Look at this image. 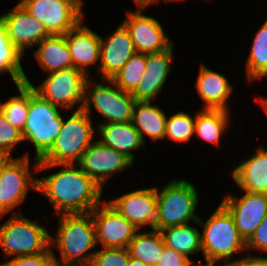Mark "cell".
I'll return each mask as SVG.
<instances>
[{"label": "cell", "mask_w": 267, "mask_h": 266, "mask_svg": "<svg viewBox=\"0 0 267 266\" xmlns=\"http://www.w3.org/2000/svg\"><path fill=\"white\" fill-rule=\"evenodd\" d=\"M107 203L129 222L133 223L138 230L148 224L151 230L154 229L157 210L155 187L126 193Z\"/></svg>", "instance_id": "16"}, {"label": "cell", "mask_w": 267, "mask_h": 266, "mask_svg": "<svg viewBox=\"0 0 267 266\" xmlns=\"http://www.w3.org/2000/svg\"><path fill=\"white\" fill-rule=\"evenodd\" d=\"M133 163L124 154L102 144L99 140L92 142L78 161L84 173L101 188L112 173L122 172Z\"/></svg>", "instance_id": "13"}, {"label": "cell", "mask_w": 267, "mask_h": 266, "mask_svg": "<svg viewBox=\"0 0 267 266\" xmlns=\"http://www.w3.org/2000/svg\"><path fill=\"white\" fill-rule=\"evenodd\" d=\"M53 259L46 265V266H65L63 264L60 265V262H58V259L55 257L54 254H52Z\"/></svg>", "instance_id": "43"}, {"label": "cell", "mask_w": 267, "mask_h": 266, "mask_svg": "<svg viewBox=\"0 0 267 266\" xmlns=\"http://www.w3.org/2000/svg\"><path fill=\"white\" fill-rule=\"evenodd\" d=\"M203 266L204 264H194L193 261L189 257H186L185 255L178 253L177 251L173 250L172 248H169L167 246H164V250L162 253V257L160 259V262L158 266Z\"/></svg>", "instance_id": "37"}, {"label": "cell", "mask_w": 267, "mask_h": 266, "mask_svg": "<svg viewBox=\"0 0 267 266\" xmlns=\"http://www.w3.org/2000/svg\"><path fill=\"white\" fill-rule=\"evenodd\" d=\"M54 237L47 229L15 212L0 226V246L5 257L34 255L52 247Z\"/></svg>", "instance_id": "7"}, {"label": "cell", "mask_w": 267, "mask_h": 266, "mask_svg": "<svg viewBox=\"0 0 267 266\" xmlns=\"http://www.w3.org/2000/svg\"><path fill=\"white\" fill-rule=\"evenodd\" d=\"M62 121L61 131L51 149L38 163L74 164L93 142L94 127L91 117L83 110L76 109Z\"/></svg>", "instance_id": "5"}, {"label": "cell", "mask_w": 267, "mask_h": 266, "mask_svg": "<svg viewBox=\"0 0 267 266\" xmlns=\"http://www.w3.org/2000/svg\"><path fill=\"white\" fill-rule=\"evenodd\" d=\"M22 141V132L11 125L0 112V150L11 155L14 146Z\"/></svg>", "instance_id": "35"}, {"label": "cell", "mask_w": 267, "mask_h": 266, "mask_svg": "<svg viewBox=\"0 0 267 266\" xmlns=\"http://www.w3.org/2000/svg\"><path fill=\"white\" fill-rule=\"evenodd\" d=\"M96 234V243L103 247L128 248L138 228L114 210L107 201L91 212Z\"/></svg>", "instance_id": "12"}, {"label": "cell", "mask_w": 267, "mask_h": 266, "mask_svg": "<svg viewBox=\"0 0 267 266\" xmlns=\"http://www.w3.org/2000/svg\"><path fill=\"white\" fill-rule=\"evenodd\" d=\"M145 53H135L123 68L111 79L116 87L124 92L132 93L141 82L146 68Z\"/></svg>", "instance_id": "32"}, {"label": "cell", "mask_w": 267, "mask_h": 266, "mask_svg": "<svg viewBox=\"0 0 267 266\" xmlns=\"http://www.w3.org/2000/svg\"><path fill=\"white\" fill-rule=\"evenodd\" d=\"M261 106L264 108V110L266 111L267 113V99H261Z\"/></svg>", "instance_id": "44"}, {"label": "cell", "mask_w": 267, "mask_h": 266, "mask_svg": "<svg viewBox=\"0 0 267 266\" xmlns=\"http://www.w3.org/2000/svg\"><path fill=\"white\" fill-rule=\"evenodd\" d=\"M12 43L23 53L25 47H33L50 36L44 25L18 3L14 9L0 16Z\"/></svg>", "instance_id": "17"}, {"label": "cell", "mask_w": 267, "mask_h": 266, "mask_svg": "<svg viewBox=\"0 0 267 266\" xmlns=\"http://www.w3.org/2000/svg\"><path fill=\"white\" fill-rule=\"evenodd\" d=\"M264 266H267V257H264Z\"/></svg>", "instance_id": "45"}, {"label": "cell", "mask_w": 267, "mask_h": 266, "mask_svg": "<svg viewBox=\"0 0 267 266\" xmlns=\"http://www.w3.org/2000/svg\"><path fill=\"white\" fill-rule=\"evenodd\" d=\"M156 194L155 230L186 225L190 220L198 221L199 217L195 215L198 194L191 182L181 179L171 181L161 191L156 188Z\"/></svg>", "instance_id": "6"}, {"label": "cell", "mask_w": 267, "mask_h": 266, "mask_svg": "<svg viewBox=\"0 0 267 266\" xmlns=\"http://www.w3.org/2000/svg\"><path fill=\"white\" fill-rule=\"evenodd\" d=\"M64 36L73 67L90 76L87 67L96 64L100 58V36L83 26L82 20Z\"/></svg>", "instance_id": "20"}, {"label": "cell", "mask_w": 267, "mask_h": 266, "mask_svg": "<svg viewBox=\"0 0 267 266\" xmlns=\"http://www.w3.org/2000/svg\"><path fill=\"white\" fill-rule=\"evenodd\" d=\"M145 7L128 12L122 23L128 30L137 53H157L169 49L173 43L164 33L159 21L142 13Z\"/></svg>", "instance_id": "15"}, {"label": "cell", "mask_w": 267, "mask_h": 266, "mask_svg": "<svg viewBox=\"0 0 267 266\" xmlns=\"http://www.w3.org/2000/svg\"><path fill=\"white\" fill-rule=\"evenodd\" d=\"M12 158L8 153L0 150V174L4 166L8 163V161Z\"/></svg>", "instance_id": "40"}, {"label": "cell", "mask_w": 267, "mask_h": 266, "mask_svg": "<svg viewBox=\"0 0 267 266\" xmlns=\"http://www.w3.org/2000/svg\"><path fill=\"white\" fill-rule=\"evenodd\" d=\"M128 266H148L144 264L141 260L130 257Z\"/></svg>", "instance_id": "42"}, {"label": "cell", "mask_w": 267, "mask_h": 266, "mask_svg": "<svg viewBox=\"0 0 267 266\" xmlns=\"http://www.w3.org/2000/svg\"><path fill=\"white\" fill-rule=\"evenodd\" d=\"M232 174L242 190L267 194V150L259 148L248 160L234 166Z\"/></svg>", "instance_id": "21"}, {"label": "cell", "mask_w": 267, "mask_h": 266, "mask_svg": "<svg viewBox=\"0 0 267 266\" xmlns=\"http://www.w3.org/2000/svg\"><path fill=\"white\" fill-rule=\"evenodd\" d=\"M108 85L95 84L91 87L89 77L85 83L84 104L82 109L90 116L92 104L94 108L108 119V123L131 122L135 98L122 89L112 88L115 84L111 79H104ZM91 87V91L88 90ZM90 91V92H88Z\"/></svg>", "instance_id": "8"}, {"label": "cell", "mask_w": 267, "mask_h": 266, "mask_svg": "<svg viewBox=\"0 0 267 266\" xmlns=\"http://www.w3.org/2000/svg\"><path fill=\"white\" fill-rule=\"evenodd\" d=\"M136 53L131 36L121 24L106 41L100 37V70L102 79H112Z\"/></svg>", "instance_id": "18"}, {"label": "cell", "mask_w": 267, "mask_h": 266, "mask_svg": "<svg viewBox=\"0 0 267 266\" xmlns=\"http://www.w3.org/2000/svg\"><path fill=\"white\" fill-rule=\"evenodd\" d=\"M245 192L240 199L229 193L221 204L232 215L240 236L246 242L267 215V194Z\"/></svg>", "instance_id": "14"}, {"label": "cell", "mask_w": 267, "mask_h": 266, "mask_svg": "<svg viewBox=\"0 0 267 266\" xmlns=\"http://www.w3.org/2000/svg\"><path fill=\"white\" fill-rule=\"evenodd\" d=\"M128 248L103 247L97 250L90 266H128Z\"/></svg>", "instance_id": "34"}, {"label": "cell", "mask_w": 267, "mask_h": 266, "mask_svg": "<svg viewBox=\"0 0 267 266\" xmlns=\"http://www.w3.org/2000/svg\"><path fill=\"white\" fill-rule=\"evenodd\" d=\"M36 172L52 167L62 169L50 176L37 179V192L44 194L52 203L56 215L91 213L101 204L102 188L74 164L38 163Z\"/></svg>", "instance_id": "1"}, {"label": "cell", "mask_w": 267, "mask_h": 266, "mask_svg": "<svg viewBox=\"0 0 267 266\" xmlns=\"http://www.w3.org/2000/svg\"><path fill=\"white\" fill-rule=\"evenodd\" d=\"M159 0H135L138 7H147L150 3H157Z\"/></svg>", "instance_id": "41"}, {"label": "cell", "mask_w": 267, "mask_h": 266, "mask_svg": "<svg viewBox=\"0 0 267 266\" xmlns=\"http://www.w3.org/2000/svg\"><path fill=\"white\" fill-rule=\"evenodd\" d=\"M62 115L58 107L35 92L29 83V109L22 130L23 141L29 140L35 147L36 157L40 160L53 146L62 127Z\"/></svg>", "instance_id": "4"}, {"label": "cell", "mask_w": 267, "mask_h": 266, "mask_svg": "<svg viewBox=\"0 0 267 266\" xmlns=\"http://www.w3.org/2000/svg\"><path fill=\"white\" fill-rule=\"evenodd\" d=\"M228 266H264V257L247 255L230 262Z\"/></svg>", "instance_id": "39"}, {"label": "cell", "mask_w": 267, "mask_h": 266, "mask_svg": "<svg viewBox=\"0 0 267 266\" xmlns=\"http://www.w3.org/2000/svg\"><path fill=\"white\" fill-rule=\"evenodd\" d=\"M165 246L188 257L202 251L201 234L190 224L172 226L160 230Z\"/></svg>", "instance_id": "27"}, {"label": "cell", "mask_w": 267, "mask_h": 266, "mask_svg": "<svg viewBox=\"0 0 267 266\" xmlns=\"http://www.w3.org/2000/svg\"><path fill=\"white\" fill-rule=\"evenodd\" d=\"M50 248L46 252L34 255L17 256L5 262L2 266H46L53 259Z\"/></svg>", "instance_id": "36"}, {"label": "cell", "mask_w": 267, "mask_h": 266, "mask_svg": "<svg viewBox=\"0 0 267 266\" xmlns=\"http://www.w3.org/2000/svg\"><path fill=\"white\" fill-rule=\"evenodd\" d=\"M35 52L36 59L44 71L52 73L73 67L71 54L64 35L44 38Z\"/></svg>", "instance_id": "25"}, {"label": "cell", "mask_w": 267, "mask_h": 266, "mask_svg": "<svg viewBox=\"0 0 267 266\" xmlns=\"http://www.w3.org/2000/svg\"><path fill=\"white\" fill-rule=\"evenodd\" d=\"M249 81L267 75V19L257 31L246 64Z\"/></svg>", "instance_id": "30"}, {"label": "cell", "mask_w": 267, "mask_h": 266, "mask_svg": "<svg viewBox=\"0 0 267 266\" xmlns=\"http://www.w3.org/2000/svg\"><path fill=\"white\" fill-rule=\"evenodd\" d=\"M195 118H192L189 113L179 111L178 113L166 118L165 138L176 142H189L195 131Z\"/></svg>", "instance_id": "33"}, {"label": "cell", "mask_w": 267, "mask_h": 266, "mask_svg": "<svg viewBox=\"0 0 267 266\" xmlns=\"http://www.w3.org/2000/svg\"><path fill=\"white\" fill-rule=\"evenodd\" d=\"M196 89L205 101L203 108L228 110L227 100L233 87L225 76L202 64L196 80Z\"/></svg>", "instance_id": "22"}, {"label": "cell", "mask_w": 267, "mask_h": 266, "mask_svg": "<svg viewBox=\"0 0 267 266\" xmlns=\"http://www.w3.org/2000/svg\"><path fill=\"white\" fill-rule=\"evenodd\" d=\"M29 155L11 158L0 174V217L24 202L30 189L37 190V179H32Z\"/></svg>", "instance_id": "11"}, {"label": "cell", "mask_w": 267, "mask_h": 266, "mask_svg": "<svg viewBox=\"0 0 267 266\" xmlns=\"http://www.w3.org/2000/svg\"><path fill=\"white\" fill-rule=\"evenodd\" d=\"M173 45L164 51L147 54L146 68L137 88L131 93L136 101H151L166 82L171 72Z\"/></svg>", "instance_id": "19"}, {"label": "cell", "mask_w": 267, "mask_h": 266, "mask_svg": "<svg viewBox=\"0 0 267 266\" xmlns=\"http://www.w3.org/2000/svg\"><path fill=\"white\" fill-rule=\"evenodd\" d=\"M23 52L12 43L6 30V26L0 19V74L8 72L14 83H30L21 66Z\"/></svg>", "instance_id": "28"}, {"label": "cell", "mask_w": 267, "mask_h": 266, "mask_svg": "<svg viewBox=\"0 0 267 266\" xmlns=\"http://www.w3.org/2000/svg\"><path fill=\"white\" fill-rule=\"evenodd\" d=\"M164 246L160 231L152 229L150 233H136L129 243L128 251L130 257L141 260L148 266H158Z\"/></svg>", "instance_id": "26"}, {"label": "cell", "mask_w": 267, "mask_h": 266, "mask_svg": "<svg viewBox=\"0 0 267 266\" xmlns=\"http://www.w3.org/2000/svg\"><path fill=\"white\" fill-rule=\"evenodd\" d=\"M247 248H258L267 252V215L252 236L246 241Z\"/></svg>", "instance_id": "38"}, {"label": "cell", "mask_w": 267, "mask_h": 266, "mask_svg": "<svg viewBox=\"0 0 267 266\" xmlns=\"http://www.w3.org/2000/svg\"><path fill=\"white\" fill-rule=\"evenodd\" d=\"M19 95L12 96L4 103L0 102V112L14 127L21 132L25 125L29 109V84H17Z\"/></svg>", "instance_id": "31"}, {"label": "cell", "mask_w": 267, "mask_h": 266, "mask_svg": "<svg viewBox=\"0 0 267 266\" xmlns=\"http://www.w3.org/2000/svg\"><path fill=\"white\" fill-rule=\"evenodd\" d=\"M166 118L165 113L159 107L151 105V101H136L131 122L144 143V134L155 142L165 139Z\"/></svg>", "instance_id": "24"}, {"label": "cell", "mask_w": 267, "mask_h": 266, "mask_svg": "<svg viewBox=\"0 0 267 266\" xmlns=\"http://www.w3.org/2000/svg\"><path fill=\"white\" fill-rule=\"evenodd\" d=\"M203 227L201 234L202 252L206 265L214 266L221 259L229 265V259L234 253L246 249V242L240 236L230 212L220 204L206 222L201 218L197 221Z\"/></svg>", "instance_id": "3"}, {"label": "cell", "mask_w": 267, "mask_h": 266, "mask_svg": "<svg viewBox=\"0 0 267 266\" xmlns=\"http://www.w3.org/2000/svg\"><path fill=\"white\" fill-rule=\"evenodd\" d=\"M19 3L50 35H65L83 19L82 0H21Z\"/></svg>", "instance_id": "10"}, {"label": "cell", "mask_w": 267, "mask_h": 266, "mask_svg": "<svg viewBox=\"0 0 267 266\" xmlns=\"http://www.w3.org/2000/svg\"><path fill=\"white\" fill-rule=\"evenodd\" d=\"M88 75L77 68H69L52 72L41 85L33 88L42 98L51 104L64 109L74 108L81 103L78 110L84 104L85 83Z\"/></svg>", "instance_id": "9"}, {"label": "cell", "mask_w": 267, "mask_h": 266, "mask_svg": "<svg viewBox=\"0 0 267 266\" xmlns=\"http://www.w3.org/2000/svg\"><path fill=\"white\" fill-rule=\"evenodd\" d=\"M166 2H169V1H185V0H164Z\"/></svg>", "instance_id": "46"}, {"label": "cell", "mask_w": 267, "mask_h": 266, "mask_svg": "<svg viewBox=\"0 0 267 266\" xmlns=\"http://www.w3.org/2000/svg\"><path fill=\"white\" fill-rule=\"evenodd\" d=\"M228 118V110L203 108L196 115L194 133L205 141L219 145L220 136L227 128Z\"/></svg>", "instance_id": "29"}, {"label": "cell", "mask_w": 267, "mask_h": 266, "mask_svg": "<svg viewBox=\"0 0 267 266\" xmlns=\"http://www.w3.org/2000/svg\"><path fill=\"white\" fill-rule=\"evenodd\" d=\"M97 127L102 135L99 141L124 154L132 162L135 157L131 150L145 145L132 122L98 124Z\"/></svg>", "instance_id": "23"}, {"label": "cell", "mask_w": 267, "mask_h": 266, "mask_svg": "<svg viewBox=\"0 0 267 266\" xmlns=\"http://www.w3.org/2000/svg\"><path fill=\"white\" fill-rule=\"evenodd\" d=\"M59 221L55 235L61 257L58 262L65 266H90L95 252L84 253L97 245L92 214H61Z\"/></svg>", "instance_id": "2"}]
</instances>
